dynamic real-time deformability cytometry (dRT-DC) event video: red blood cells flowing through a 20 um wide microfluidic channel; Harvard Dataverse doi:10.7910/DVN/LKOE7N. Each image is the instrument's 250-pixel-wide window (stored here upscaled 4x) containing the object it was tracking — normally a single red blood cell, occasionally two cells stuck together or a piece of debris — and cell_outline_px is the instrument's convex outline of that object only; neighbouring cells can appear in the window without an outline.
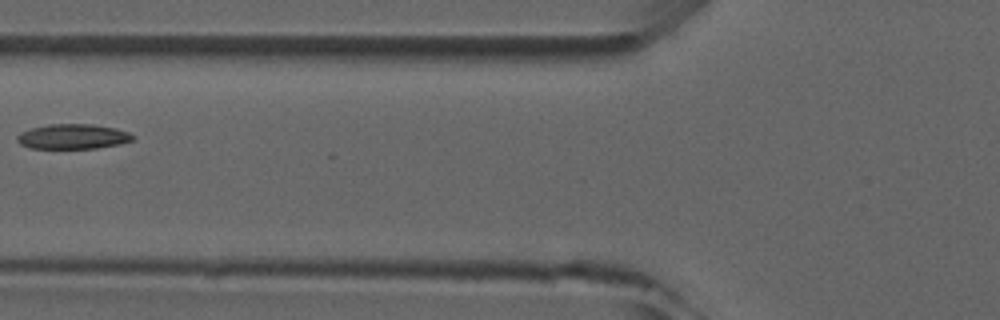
{"species": "common noctule bat (a hibernating species)", "species_latin": "Nyctalus noctula", "temperature_condition": "room temperature", "stored_images_in_passage": 4, "camera_frame_rate_fps": 3000, "um_per_image_px": 0.085, "animal": {"sex": "male", "forearm_length_mm": 52.5}, "frame": {"image": 1, "passage_image": 4, "time_ms": 3.333, "image_size_px": [1000, 320], "cell_outline_px": [[136, 136], [132, 140], [120, 144], [96, 148], [28, 148], [20, 144], [16, 140], [16, 136], [20, 132], [32, 128], [48, 124], [92, 124], [116, 128], [128, 132]], "centroid_in_image_um": [6.18, 11.6], "position_along_channel_um": 119.6, "area_um2": 16.88}}